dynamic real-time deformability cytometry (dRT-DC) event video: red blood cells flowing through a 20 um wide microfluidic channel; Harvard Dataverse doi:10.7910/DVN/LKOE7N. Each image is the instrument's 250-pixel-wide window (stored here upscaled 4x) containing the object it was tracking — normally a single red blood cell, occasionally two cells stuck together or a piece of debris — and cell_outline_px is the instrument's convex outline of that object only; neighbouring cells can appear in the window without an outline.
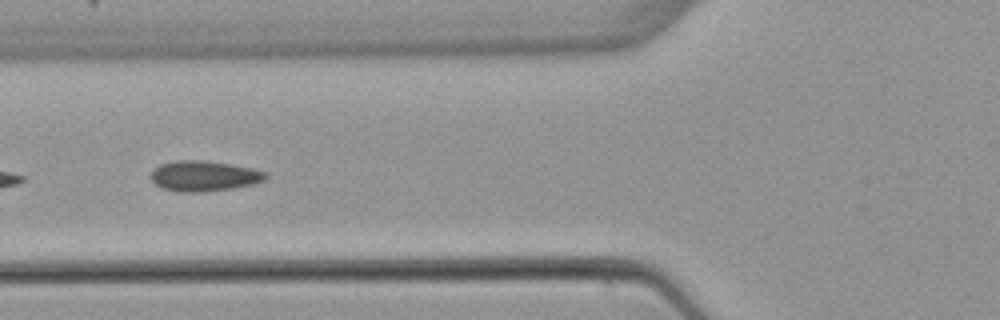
{"species": "common noctule bat (a hibernating species)", "species_latin": "Nyctalus noctula", "temperature_condition": "warm", "stored_images_in_passage": 2, "camera_frame_rate_fps": 3000, "um_per_image_px": 0.085, "animal": {"sex": "female", "body_mass_g": 22.7, "forearm_length_mm": 54.2}, "frame": {"image": 1, "passage_image": 2, "time_ms": 1.333, "image_size_px": [1000, 320], "cell_outline_px": [[268, 176], [264, 180], [252, 184], [232, 188], [204, 192], [180, 192], [164, 188], [156, 184], [152, 180], [152, 172], [160, 164], [176, 160], [204, 160], [232, 164], [252, 168], [268, 172]], "centroid_in_image_um": [17.38, 14.95], "position_along_channel_um": 108.4, "area_um2": 20.29}}